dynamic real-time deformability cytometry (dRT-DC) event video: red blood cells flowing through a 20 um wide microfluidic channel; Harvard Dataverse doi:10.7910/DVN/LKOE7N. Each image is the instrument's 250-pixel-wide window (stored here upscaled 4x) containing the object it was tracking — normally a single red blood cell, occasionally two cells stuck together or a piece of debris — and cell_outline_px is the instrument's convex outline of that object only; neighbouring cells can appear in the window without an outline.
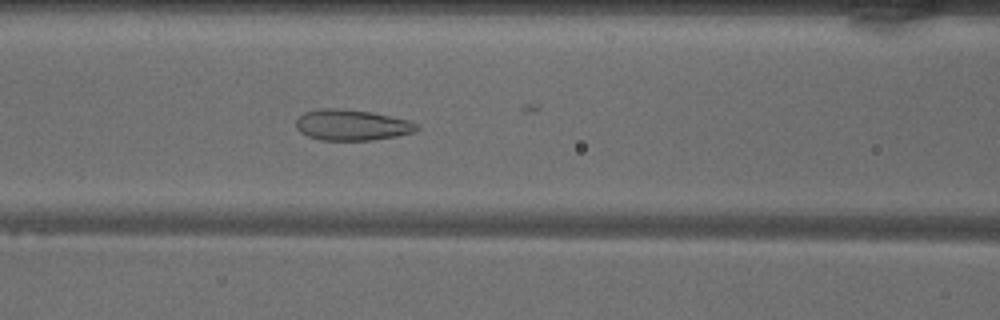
{"species": "common noctule bat (a hibernating species)", "species_latin": "Nyctalus noctula", "temperature_condition": "warm", "stored_images_in_passage": 24, "camera_frame_rate_fps": 3000, "um_per_image_px": 0.085, "animal": {"sex": "male", "body_mass_g": 18.8}, "frame": {"image": 1, "passage_image": 13, "time_ms": 4.0, "image_size_px": [1000, 320], "cell_outline_px": [[420, 128], [416, 132], [396, 136], [372, 140], [320, 140], [308, 136], [300, 132], [296, 128], [296, 120], [304, 112], [316, 108], [336, 108], [372, 112], [412, 120], [420, 124]], "centroid_in_image_um": [29.95, 10.62], "position_along_channel_um": 136.7, "area_um2": 22.08}}
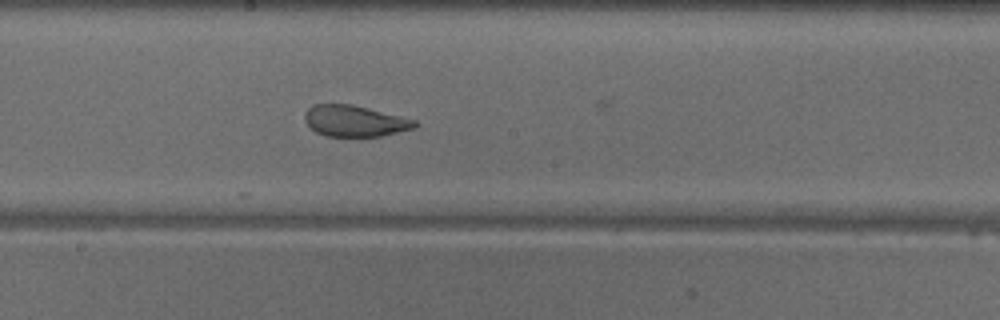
{"frame": {"image": 2, "passage_image": 19, "time_ms": 6.0, "image_size_px": [1000, 320], "cell_outline_px": [[420, 124], [416, 128], [380, 136], [328, 136], [316, 132], [304, 120], [304, 112], [312, 104], [352, 104], [416, 120]], "centroid_in_image_um": [30.16, 10.27], "position_along_channel_um": 218.0, "area_um2": 20.0}}
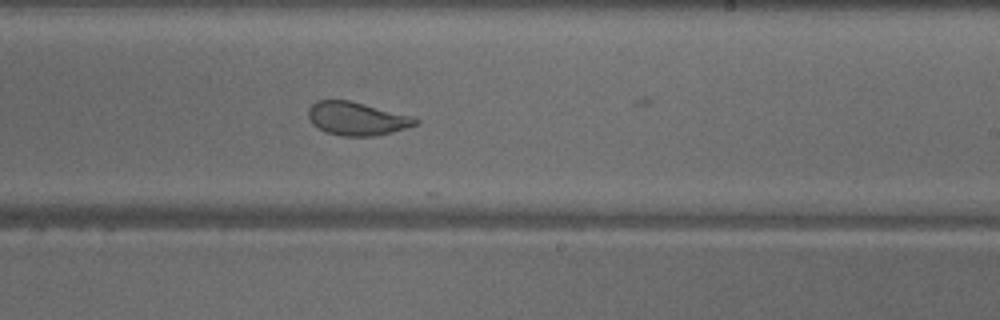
{"frame": {"image": 3, "passage_image": 22, "time_ms": 7.0, "image_size_px": [1000, 320], "cell_outline_px": [[420, 124], [392, 132], [376, 136], [344, 136], [328, 132], [312, 124], [308, 120], [308, 108], [316, 100], [352, 100], [412, 116], [420, 120]], "centroid_in_image_um": [30.35, 10.07], "position_along_channel_um": 258.6, "area_um2": 20.98}}